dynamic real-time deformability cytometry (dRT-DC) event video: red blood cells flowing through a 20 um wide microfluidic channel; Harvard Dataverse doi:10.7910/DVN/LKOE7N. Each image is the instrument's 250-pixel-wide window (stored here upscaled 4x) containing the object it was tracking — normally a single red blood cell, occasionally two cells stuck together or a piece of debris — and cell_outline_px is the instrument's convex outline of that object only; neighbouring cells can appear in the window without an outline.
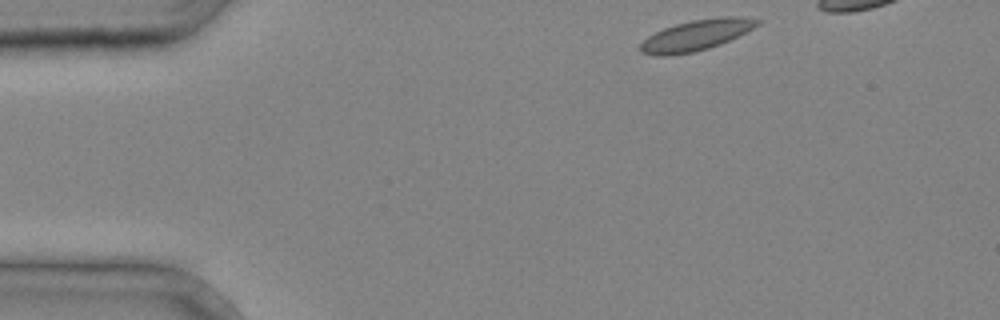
{"species": "common noctule bat (a hibernating species)", "species_latin": "Nyctalus noctula", "temperature_condition": "cold", "stored_images_in_passage": 4, "camera_frame_rate_fps": 3000, "um_per_image_px": 0.085, "animal": {"sex": "male", "body_mass_g": 20.4}, "frame": {"image": 1, "passage_image": 1, "time_ms": 0.0, "image_size_px": [1000, 320], "cell_outline_px": [[760, 24], [720, 44], [696, 52], [668, 56], [656, 56], [640, 52], [640, 44], [648, 36], [664, 28], [676, 24], [692, 20], [720, 16], [744, 16], [760, 20]], "centroid_in_image_um": [59.16, 2.99], "position_along_channel_um": 25.8, "area_um2": 20.87}}